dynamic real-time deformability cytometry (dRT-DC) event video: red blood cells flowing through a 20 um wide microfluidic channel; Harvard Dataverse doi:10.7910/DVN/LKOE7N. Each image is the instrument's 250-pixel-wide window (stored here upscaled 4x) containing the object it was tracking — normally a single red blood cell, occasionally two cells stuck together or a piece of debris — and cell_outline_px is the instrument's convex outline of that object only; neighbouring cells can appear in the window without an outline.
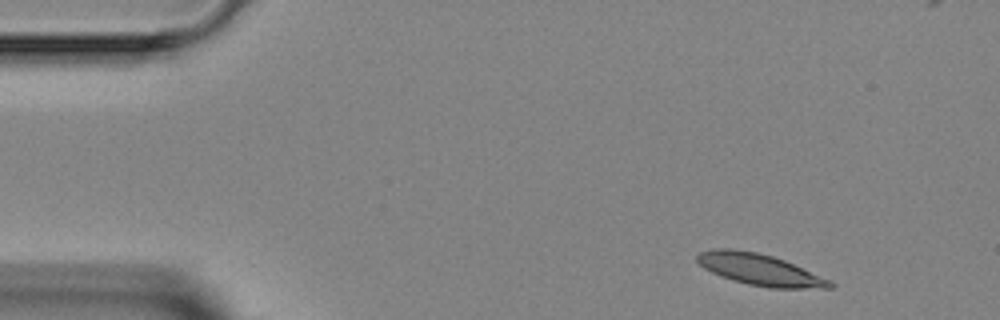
{"species": "Egyptian fruit bat (a non-hibernating species)", "species_latin": "Rousettus aegyptiacus", "temperature_condition": "room temperature", "stored_images_in_passage": 5, "camera_frame_rate_fps": 3000, "um_per_image_px": 0.085, "animal": {"sex": "female"}, "frame": {"image": 1, "passage_image": 1, "time_ms": 0.0, "image_size_px": [1000, 320], "cell_outline_px": [[836, 284], [832, 288], [768, 288], [748, 284], [732, 280], [720, 276], [704, 268], [696, 260], [696, 256], [700, 252], [712, 248], [732, 248], [756, 252], [772, 256], [784, 260], [832, 280]], "centroid_in_image_um": [64.59, 22.92], "position_along_channel_um": 20.4, "area_um2": 24.45}}
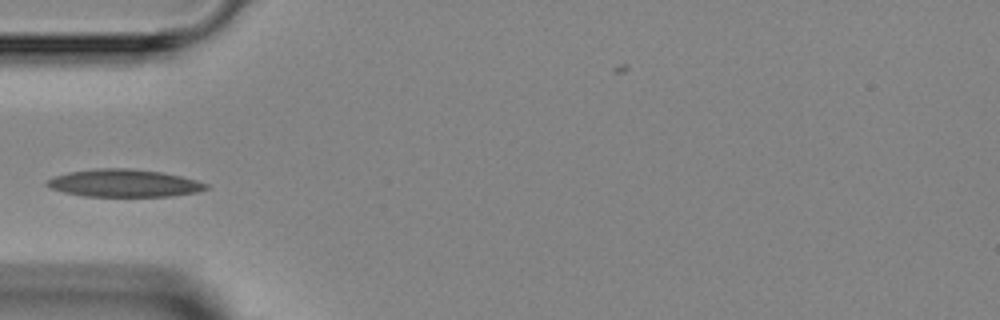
{"frame": {"image": 2, "passage_image": 4, "time_ms": 3.333, "image_size_px": [1000, 320], "cell_outline_px": [[208, 188], [196, 192], [172, 196], [84, 196], [64, 192], [52, 188], [44, 184], [44, 180], [68, 172], [96, 168], [132, 168], [160, 172], [180, 176], [196, 180], [208, 184]], "centroid_in_image_um": [10.51, 15.56], "position_along_channel_um": 74.5, "area_um2": 25.49}}